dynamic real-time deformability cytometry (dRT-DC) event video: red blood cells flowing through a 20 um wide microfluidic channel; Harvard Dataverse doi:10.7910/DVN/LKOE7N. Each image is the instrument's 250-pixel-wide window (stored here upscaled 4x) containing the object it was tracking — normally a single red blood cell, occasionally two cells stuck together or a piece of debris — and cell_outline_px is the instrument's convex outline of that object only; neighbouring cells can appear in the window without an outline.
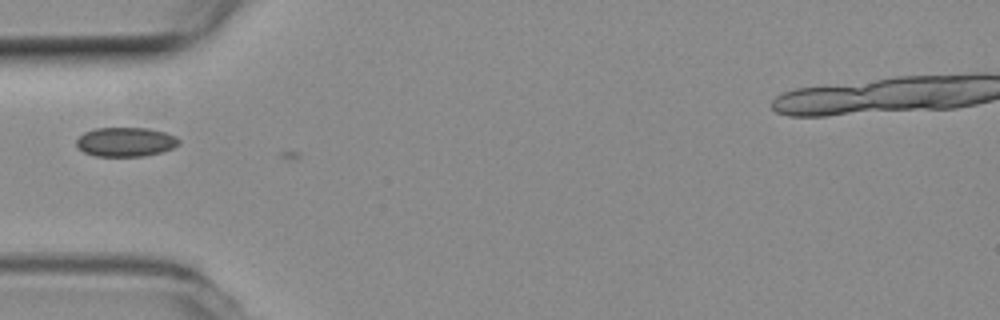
{"species": "common noctule bat (a hibernating species)", "species_latin": "Nyctalus noctula", "temperature_condition": "room temperature", "stored_images_in_passage": 7, "camera_frame_rate_fps": 3000, "um_per_image_px": 0.085, "animal": {"sex": "female", "body_mass_g": 19.3, "forearm_length_mm": 54.1}, "frame": {"image": 1, "passage_image": 6, "time_ms": 1.667, "image_size_px": [1000, 320], "cell_outline_px": [[180, 144], [172, 148], [160, 152], [144, 156], [96, 156], [84, 152], [76, 144], [76, 140], [84, 132], [96, 128], [148, 128], [164, 132], [176, 136], [180, 140]], "centroid_in_image_um": [10.69, 12.06], "position_along_channel_um": 74.3, "area_um2": 17.4}}